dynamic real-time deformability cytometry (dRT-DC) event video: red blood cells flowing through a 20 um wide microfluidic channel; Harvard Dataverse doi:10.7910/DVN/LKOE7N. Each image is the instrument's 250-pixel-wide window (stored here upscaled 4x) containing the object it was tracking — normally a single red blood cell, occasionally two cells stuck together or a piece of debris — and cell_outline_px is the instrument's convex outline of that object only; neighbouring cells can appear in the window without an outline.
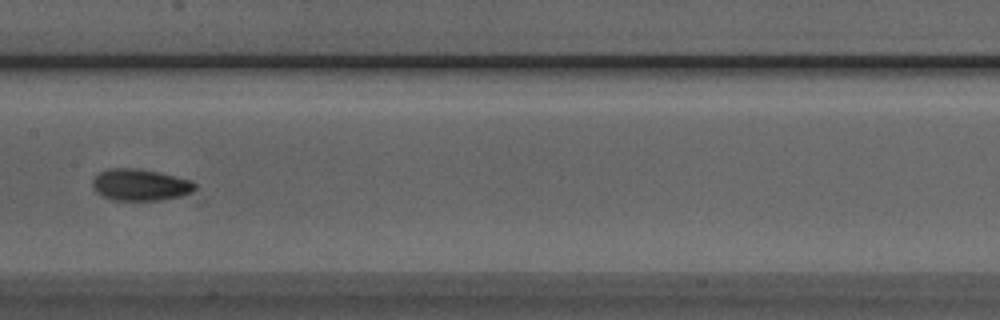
{"species": "Egyptian fruit bat (a non-hibernating species)", "species_latin": "Rousettus aegyptiacus", "temperature_condition": "room temperature", "stored_images_in_passage": 8, "camera_frame_rate_fps": 3000, "um_per_image_px": 0.085, "animal": {"sex": "male"}, "frame": {"image": 1, "passage_image": 8, "time_ms": 2.333, "image_size_px": [1000, 320], "cell_outline_px": [[196, 188], [180, 196], [160, 200], [112, 200], [100, 196], [92, 188], [92, 180], [100, 172], [108, 168], [140, 168], [160, 172], [192, 180], [196, 184]], "centroid_in_image_um": [11.88, 15.7], "position_along_channel_um": 195.5, "area_um2": 19.07}}